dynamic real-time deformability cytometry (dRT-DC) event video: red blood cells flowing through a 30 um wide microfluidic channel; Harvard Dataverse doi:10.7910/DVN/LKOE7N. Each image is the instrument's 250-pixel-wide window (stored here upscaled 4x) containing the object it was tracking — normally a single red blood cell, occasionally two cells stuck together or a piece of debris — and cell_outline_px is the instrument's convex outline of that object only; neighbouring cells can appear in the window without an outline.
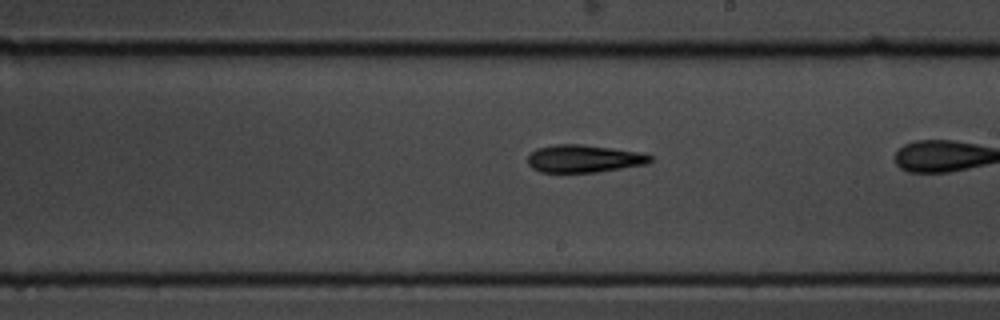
{"species": "common noctule bat (a hibernating species)", "species_latin": "Nyctalus noctula", "temperature_condition": "cold", "stored_images_in_passage": 43, "camera_frame_rate_fps": 3000, "um_per_image_px": 0.085, "animal": {"sex": "male", "body_mass_g": 19.5, "forearm_length_mm": 54.6}, "frame": {"image": 1, "passage_image": 31, "time_ms": 10.0, "image_size_px": [1000, 320], "cell_outline_px": [[652, 160], [648, 164], [596, 172], [540, 172], [532, 168], [528, 164], [528, 156], [536, 148], [556, 144], [580, 144], [612, 148], [640, 152], [652, 156]], "centroid_in_image_um": [49.63, 13.48], "position_along_channel_um": 239.4, "area_um2": 19.71}}